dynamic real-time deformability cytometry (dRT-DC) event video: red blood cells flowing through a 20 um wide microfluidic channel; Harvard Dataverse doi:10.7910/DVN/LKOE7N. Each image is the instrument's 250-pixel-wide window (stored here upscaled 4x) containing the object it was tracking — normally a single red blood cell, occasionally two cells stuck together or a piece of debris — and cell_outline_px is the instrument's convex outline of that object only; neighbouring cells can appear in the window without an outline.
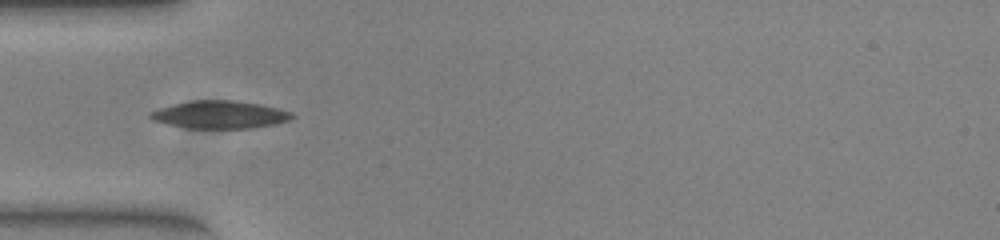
{"species": "common noctule bat (a hibernating species)", "species_latin": "Nyctalus noctula", "temperature_condition": "warm", "stored_images_in_passage": 36, "camera_frame_rate_fps": 3000, "um_per_image_px": 0.085, "animal": {"sex": "female", "body_mass_g": 23.0, "forearm_length_mm": 53.4}, "frame": {"image": 1, "passage_image": 1, "time_ms": 0.0, "image_size_px": [1000, 240], "cell_outline_px": [[296, 116], [288, 120], [276, 124], [252, 128], [188, 128], [168, 124], [156, 120], [148, 116], [148, 112], [172, 104], [192, 100], [232, 100], [260, 104], [292, 112]], "centroid_in_image_um": [18.7, 9.74], "position_along_channel_um": 66.3, "area_um2": 22.77}}
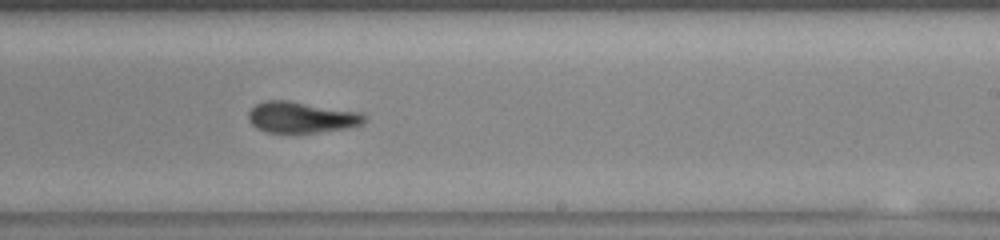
{"frame": {"image": 2, "passage_image": 16, "time_ms": 5.0, "image_size_px": [1000, 240], "cell_outline_px": [[364, 124], [348, 128], [316, 132], [268, 132], [256, 128], [248, 120], [248, 112], [256, 104], [264, 100], [288, 100], [360, 112], [364, 116]], "centroid_in_image_um": [25.6, 9.96], "position_along_channel_um": 263.4, "area_um2": 20.92}}
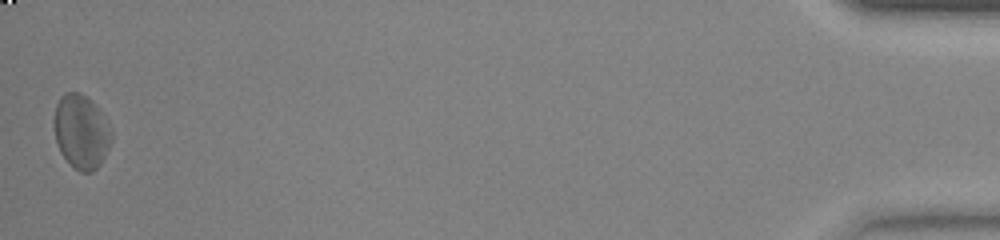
{"frame": {"image": 3, "passage_image": 36, "time_ms": 11.667, "image_size_px": [1000, 240], "cell_outline_px": [[112, 140], [100, 164], [92, 172], [80, 172], [60, 152], [56, 140], [52, 124], [56, 104], [60, 96], [64, 92], [80, 92], [100, 112], [112, 128]], "centroid_in_image_um": [6.88, 11.18], "position_along_channel_um": 428.3, "area_um2": 24.57}, "authors_computed_cell_mechanics": {"area_um2": 22.2819, "velocity_mm_per_s": 3.944, "shape_relaxation_time_tau1_ms": 5.0587, "shape_relaxation_time_tau2_ms": 4.8578, "deformation_change_tau1": 0.1665, "deformation_change_tau2": 0.1239}}